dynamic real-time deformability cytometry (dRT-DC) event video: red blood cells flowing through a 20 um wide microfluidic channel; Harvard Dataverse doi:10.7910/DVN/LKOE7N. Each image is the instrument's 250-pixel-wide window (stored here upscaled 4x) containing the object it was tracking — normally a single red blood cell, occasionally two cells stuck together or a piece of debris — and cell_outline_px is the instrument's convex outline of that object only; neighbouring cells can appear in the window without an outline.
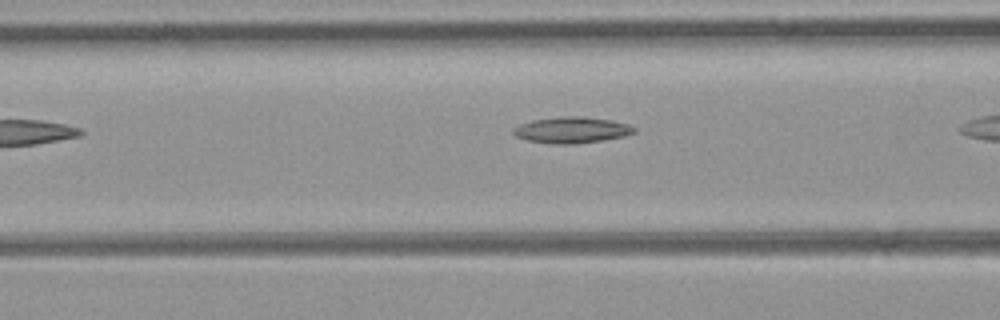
{"species": "common noctule bat (a hibernating species)", "species_latin": "Nyctalus noctula", "temperature_condition": "room temperature", "stored_images_in_passage": 10, "camera_frame_rate_fps": 3000, "um_per_image_px": 0.085, "animal": {"sex": "female", "body_mass_g": 21.9}, "frame": {"image": 1, "passage_image": 5, "time_ms": 1.333, "image_size_px": [1000, 320], "cell_outline_px": [[636, 132], [624, 136], [604, 140], [576, 144], [548, 144], [528, 140], [516, 136], [512, 132], [512, 128], [520, 124], [532, 120], [560, 116], [584, 116], [612, 120], [628, 124], [636, 128]], "centroid_in_image_um": [48.6, 11.05], "position_along_channel_um": 118.0, "area_um2": 18.67}}